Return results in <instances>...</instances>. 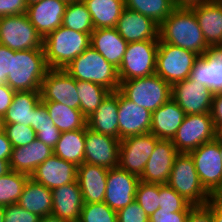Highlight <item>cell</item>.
Wrapping results in <instances>:
<instances>
[{
    "instance_id": "22",
    "label": "cell",
    "mask_w": 222,
    "mask_h": 222,
    "mask_svg": "<svg viewBox=\"0 0 222 222\" xmlns=\"http://www.w3.org/2000/svg\"><path fill=\"white\" fill-rule=\"evenodd\" d=\"M67 2L63 0H41L27 7V16L36 31L43 37L62 26Z\"/></svg>"
},
{
    "instance_id": "60",
    "label": "cell",
    "mask_w": 222,
    "mask_h": 222,
    "mask_svg": "<svg viewBox=\"0 0 222 222\" xmlns=\"http://www.w3.org/2000/svg\"><path fill=\"white\" fill-rule=\"evenodd\" d=\"M41 0H25V3L27 6L31 5V4H34V3H37V2H40Z\"/></svg>"
},
{
    "instance_id": "56",
    "label": "cell",
    "mask_w": 222,
    "mask_h": 222,
    "mask_svg": "<svg viewBox=\"0 0 222 222\" xmlns=\"http://www.w3.org/2000/svg\"><path fill=\"white\" fill-rule=\"evenodd\" d=\"M210 200L219 206H222V182L220 185L210 194Z\"/></svg>"
},
{
    "instance_id": "31",
    "label": "cell",
    "mask_w": 222,
    "mask_h": 222,
    "mask_svg": "<svg viewBox=\"0 0 222 222\" xmlns=\"http://www.w3.org/2000/svg\"><path fill=\"white\" fill-rule=\"evenodd\" d=\"M17 204L39 217L52 215V190L29 177Z\"/></svg>"
},
{
    "instance_id": "38",
    "label": "cell",
    "mask_w": 222,
    "mask_h": 222,
    "mask_svg": "<svg viewBox=\"0 0 222 222\" xmlns=\"http://www.w3.org/2000/svg\"><path fill=\"white\" fill-rule=\"evenodd\" d=\"M29 176L16 171H10L0 177V204L8 206L17 204Z\"/></svg>"
},
{
    "instance_id": "21",
    "label": "cell",
    "mask_w": 222,
    "mask_h": 222,
    "mask_svg": "<svg viewBox=\"0 0 222 222\" xmlns=\"http://www.w3.org/2000/svg\"><path fill=\"white\" fill-rule=\"evenodd\" d=\"M115 28L127 43L159 40V25L147 16L127 8L122 10Z\"/></svg>"
},
{
    "instance_id": "28",
    "label": "cell",
    "mask_w": 222,
    "mask_h": 222,
    "mask_svg": "<svg viewBox=\"0 0 222 222\" xmlns=\"http://www.w3.org/2000/svg\"><path fill=\"white\" fill-rule=\"evenodd\" d=\"M87 127L95 132L119 139L118 90L110 92L87 118Z\"/></svg>"
},
{
    "instance_id": "51",
    "label": "cell",
    "mask_w": 222,
    "mask_h": 222,
    "mask_svg": "<svg viewBox=\"0 0 222 222\" xmlns=\"http://www.w3.org/2000/svg\"><path fill=\"white\" fill-rule=\"evenodd\" d=\"M51 126L55 127L52 119L49 116L46 106L40 101L35 107V114L33 118V129L36 131L39 127Z\"/></svg>"
},
{
    "instance_id": "50",
    "label": "cell",
    "mask_w": 222,
    "mask_h": 222,
    "mask_svg": "<svg viewBox=\"0 0 222 222\" xmlns=\"http://www.w3.org/2000/svg\"><path fill=\"white\" fill-rule=\"evenodd\" d=\"M210 115L215 130L220 134L222 132V92L214 94Z\"/></svg>"
},
{
    "instance_id": "35",
    "label": "cell",
    "mask_w": 222,
    "mask_h": 222,
    "mask_svg": "<svg viewBox=\"0 0 222 222\" xmlns=\"http://www.w3.org/2000/svg\"><path fill=\"white\" fill-rule=\"evenodd\" d=\"M76 88L80 100L81 113L90 117L111 92L100 84L90 81L76 80Z\"/></svg>"
},
{
    "instance_id": "46",
    "label": "cell",
    "mask_w": 222,
    "mask_h": 222,
    "mask_svg": "<svg viewBox=\"0 0 222 222\" xmlns=\"http://www.w3.org/2000/svg\"><path fill=\"white\" fill-rule=\"evenodd\" d=\"M189 212H174L158 208L150 217L149 222H186Z\"/></svg>"
},
{
    "instance_id": "63",
    "label": "cell",
    "mask_w": 222,
    "mask_h": 222,
    "mask_svg": "<svg viewBox=\"0 0 222 222\" xmlns=\"http://www.w3.org/2000/svg\"><path fill=\"white\" fill-rule=\"evenodd\" d=\"M63 1L69 3V2H72V1H75V0H63Z\"/></svg>"
},
{
    "instance_id": "55",
    "label": "cell",
    "mask_w": 222,
    "mask_h": 222,
    "mask_svg": "<svg viewBox=\"0 0 222 222\" xmlns=\"http://www.w3.org/2000/svg\"><path fill=\"white\" fill-rule=\"evenodd\" d=\"M206 205L212 211L213 222H222V206L214 204L211 200Z\"/></svg>"
},
{
    "instance_id": "29",
    "label": "cell",
    "mask_w": 222,
    "mask_h": 222,
    "mask_svg": "<svg viewBox=\"0 0 222 222\" xmlns=\"http://www.w3.org/2000/svg\"><path fill=\"white\" fill-rule=\"evenodd\" d=\"M127 44L116 28H99L91 33L90 46L117 69L122 62Z\"/></svg>"
},
{
    "instance_id": "20",
    "label": "cell",
    "mask_w": 222,
    "mask_h": 222,
    "mask_svg": "<svg viewBox=\"0 0 222 222\" xmlns=\"http://www.w3.org/2000/svg\"><path fill=\"white\" fill-rule=\"evenodd\" d=\"M77 167L54 154L41 163L30 176L50 190L77 181Z\"/></svg>"
},
{
    "instance_id": "19",
    "label": "cell",
    "mask_w": 222,
    "mask_h": 222,
    "mask_svg": "<svg viewBox=\"0 0 222 222\" xmlns=\"http://www.w3.org/2000/svg\"><path fill=\"white\" fill-rule=\"evenodd\" d=\"M189 79L207 86L214 94L222 92V45L209 46L195 60Z\"/></svg>"
},
{
    "instance_id": "26",
    "label": "cell",
    "mask_w": 222,
    "mask_h": 222,
    "mask_svg": "<svg viewBox=\"0 0 222 222\" xmlns=\"http://www.w3.org/2000/svg\"><path fill=\"white\" fill-rule=\"evenodd\" d=\"M191 9L208 46L222 45V0H209Z\"/></svg>"
},
{
    "instance_id": "49",
    "label": "cell",
    "mask_w": 222,
    "mask_h": 222,
    "mask_svg": "<svg viewBox=\"0 0 222 222\" xmlns=\"http://www.w3.org/2000/svg\"><path fill=\"white\" fill-rule=\"evenodd\" d=\"M186 222H213L212 211L207 205H194Z\"/></svg>"
},
{
    "instance_id": "27",
    "label": "cell",
    "mask_w": 222,
    "mask_h": 222,
    "mask_svg": "<svg viewBox=\"0 0 222 222\" xmlns=\"http://www.w3.org/2000/svg\"><path fill=\"white\" fill-rule=\"evenodd\" d=\"M185 116V112L170 98L152 112L150 133L159 139L172 140Z\"/></svg>"
},
{
    "instance_id": "59",
    "label": "cell",
    "mask_w": 222,
    "mask_h": 222,
    "mask_svg": "<svg viewBox=\"0 0 222 222\" xmlns=\"http://www.w3.org/2000/svg\"><path fill=\"white\" fill-rule=\"evenodd\" d=\"M5 206L0 204V222H4Z\"/></svg>"
},
{
    "instance_id": "62",
    "label": "cell",
    "mask_w": 222,
    "mask_h": 222,
    "mask_svg": "<svg viewBox=\"0 0 222 222\" xmlns=\"http://www.w3.org/2000/svg\"><path fill=\"white\" fill-rule=\"evenodd\" d=\"M2 118L0 117V129H2Z\"/></svg>"
},
{
    "instance_id": "39",
    "label": "cell",
    "mask_w": 222,
    "mask_h": 222,
    "mask_svg": "<svg viewBox=\"0 0 222 222\" xmlns=\"http://www.w3.org/2000/svg\"><path fill=\"white\" fill-rule=\"evenodd\" d=\"M159 184L139 181L136 188L135 201L150 217L159 208Z\"/></svg>"
},
{
    "instance_id": "47",
    "label": "cell",
    "mask_w": 222,
    "mask_h": 222,
    "mask_svg": "<svg viewBox=\"0 0 222 222\" xmlns=\"http://www.w3.org/2000/svg\"><path fill=\"white\" fill-rule=\"evenodd\" d=\"M25 0H0V17L26 14Z\"/></svg>"
},
{
    "instance_id": "14",
    "label": "cell",
    "mask_w": 222,
    "mask_h": 222,
    "mask_svg": "<svg viewBox=\"0 0 222 222\" xmlns=\"http://www.w3.org/2000/svg\"><path fill=\"white\" fill-rule=\"evenodd\" d=\"M213 96L207 86L189 78L172 85V99L186 115L210 113Z\"/></svg>"
},
{
    "instance_id": "6",
    "label": "cell",
    "mask_w": 222,
    "mask_h": 222,
    "mask_svg": "<svg viewBox=\"0 0 222 222\" xmlns=\"http://www.w3.org/2000/svg\"><path fill=\"white\" fill-rule=\"evenodd\" d=\"M167 184L192 205H206L210 200L189 153L177 155Z\"/></svg>"
},
{
    "instance_id": "48",
    "label": "cell",
    "mask_w": 222,
    "mask_h": 222,
    "mask_svg": "<svg viewBox=\"0 0 222 222\" xmlns=\"http://www.w3.org/2000/svg\"><path fill=\"white\" fill-rule=\"evenodd\" d=\"M37 139L42 141L45 145L55 148L57 141L60 139L61 132L57 127H39L36 130Z\"/></svg>"
},
{
    "instance_id": "40",
    "label": "cell",
    "mask_w": 222,
    "mask_h": 222,
    "mask_svg": "<svg viewBox=\"0 0 222 222\" xmlns=\"http://www.w3.org/2000/svg\"><path fill=\"white\" fill-rule=\"evenodd\" d=\"M78 222H118L117 212L105 202L84 203Z\"/></svg>"
},
{
    "instance_id": "9",
    "label": "cell",
    "mask_w": 222,
    "mask_h": 222,
    "mask_svg": "<svg viewBox=\"0 0 222 222\" xmlns=\"http://www.w3.org/2000/svg\"><path fill=\"white\" fill-rule=\"evenodd\" d=\"M43 37L27 14L0 17V44L14 51L43 49Z\"/></svg>"
},
{
    "instance_id": "41",
    "label": "cell",
    "mask_w": 222,
    "mask_h": 222,
    "mask_svg": "<svg viewBox=\"0 0 222 222\" xmlns=\"http://www.w3.org/2000/svg\"><path fill=\"white\" fill-rule=\"evenodd\" d=\"M159 208L174 212H189L194 206L168 184H159Z\"/></svg>"
},
{
    "instance_id": "2",
    "label": "cell",
    "mask_w": 222,
    "mask_h": 222,
    "mask_svg": "<svg viewBox=\"0 0 222 222\" xmlns=\"http://www.w3.org/2000/svg\"><path fill=\"white\" fill-rule=\"evenodd\" d=\"M91 34L59 26L43 40L45 60L49 69H64L90 47Z\"/></svg>"
},
{
    "instance_id": "12",
    "label": "cell",
    "mask_w": 222,
    "mask_h": 222,
    "mask_svg": "<svg viewBox=\"0 0 222 222\" xmlns=\"http://www.w3.org/2000/svg\"><path fill=\"white\" fill-rule=\"evenodd\" d=\"M159 140L150 132L120 140L118 167L140 178Z\"/></svg>"
},
{
    "instance_id": "25",
    "label": "cell",
    "mask_w": 222,
    "mask_h": 222,
    "mask_svg": "<svg viewBox=\"0 0 222 222\" xmlns=\"http://www.w3.org/2000/svg\"><path fill=\"white\" fill-rule=\"evenodd\" d=\"M52 215L65 221L78 222L84 204L78 181L52 190Z\"/></svg>"
},
{
    "instance_id": "16",
    "label": "cell",
    "mask_w": 222,
    "mask_h": 222,
    "mask_svg": "<svg viewBox=\"0 0 222 222\" xmlns=\"http://www.w3.org/2000/svg\"><path fill=\"white\" fill-rule=\"evenodd\" d=\"M120 139L89 129L86 126L84 163L111 169L118 167Z\"/></svg>"
},
{
    "instance_id": "1",
    "label": "cell",
    "mask_w": 222,
    "mask_h": 222,
    "mask_svg": "<svg viewBox=\"0 0 222 222\" xmlns=\"http://www.w3.org/2000/svg\"><path fill=\"white\" fill-rule=\"evenodd\" d=\"M159 39L193 51L199 56L205 54L209 48L191 8H175L159 25Z\"/></svg>"
},
{
    "instance_id": "11",
    "label": "cell",
    "mask_w": 222,
    "mask_h": 222,
    "mask_svg": "<svg viewBox=\"0 0 222 222\" xmlns=\"http://www.w3.org/2000/svg\"><path fill=\"white\" fill-rule=\"evenodd\" d=\"M189 154L192 156L202 186L211 194L222 182L220 135L212 141L203 143Z\"/></svg>"
},
{
    "instance_id": "37",
    "label": "cell",
    "mask_w": 222,
    "mask_h": 222,
    "mask_svg": "<svg viewBox=\"0 0 222 222\" xmlns=\"http://www.w3.org/2000/svg\"><path fill=\"white\" fill-rule=\"evenodd\" d=\"M125 8L138 12L160 25L175 9L173 0H124Z\"/></svg>"
},
{
    "instance_id": "58",
    "label": "cell",
    "mask_w": 222,
    "mask_h": 222,
    "mask_svg": "<svg viewBox=\"0 0 222 222\" xmlns=\"http://www.w3.org/2000/svg\"><path fill=\"white\" fill-rule=\"evenodd\" d=\"M39 222H69L53 215H47L40 218Z\"/></svg>"
},
{
    "instance_id": "13",
    "label": "cell",
    "mask_w": 222,
    "mask_h": 222,
    "mask_svg": "<svg viewBox=\"0 0 222 222\" xmlns=\"http://www.w3.org/2000/svg\"><path fill=\"white\" fill-rule=\"evenodd\" d=\"M41 101L62 103L80 109L76 80L63 69H49L42 80Z\"/></svg>"
},
{
    "instance_id": "10",
    "label": "cell",
    "mask_w": 222,
    "mask_h": 222,
    "mask_svg": "<svg viewBox=\"0 0 222 222\" xmlns=\"http://www.w3.org/2000/svg\"><path fill=\"white\" fill-rule=\"evenodd\" d=\"M219 135L210 113L188 114L173 137L172 143L179 153H190Z\"/></svg>"
},
{
    "instance_id": "52",
    "label": "cell",
    "mask_w": 222,
    "mask_h": 222,
    "mask_svg": "<svg viewBox=\"0 0 222 222\" xmlns=\"http://www.w3.org/2000/svg\"><path fill=\"white\" fill-rule=\"evenodd\" d=\"M16 91L10 88L7 84H0V117L6 114Z\"/></svg>"
},
{
    "instance_id": "32",
    "label": "cell",
    "mask_w": 222,
    "mask_h": 222,
    "mask_svg": "<svg viewBox=\"0 0 222 222\" xmlns=\"http://www.w3.org/2000/svg\"><path fill=\"white\" fill-rule=\"evenodd\" d=\"M92 17L94 29L115 28L125 8L124 0H83Z\"/></svg>"
},
{
    "instance_id": "18",
    "label": "cell",
    "mask_w": 222,
    "mask_h": 222,
    "mask_svg": "<svg viewBox=\"0 0 222 222\" xmlns=\"http://www.w3.org/2000/svg\"><path fill=\"white\" fill-rule=\"evenodd\" d=\"M178 154L172 140L160 139L145 165L140 180L146 183L167 184Z\"/></svg>"
},
{
    "instance_id": "17",
    "label": "cell",
    "mask_w": 222,
    "mask_h": 222,
    "mask_svg": "<svg viewBox=\"0 0 222 222\" xmlns=\"http://www.w3.org/2000/svg\"><path fill=\"white\" fill-rule=\"evenodd\" d=\"M152 113L127 99L118 90L119 139L147 134L151 128Z\"/></svg>"
},
{
    "instance_id": "8",
    "label": "cell",
    "mask_w": 222,
    "mask_h": 222,
    "mask_svg": "<svg viewBox=\"0 0 222 222\" xmlns=\"http://www.w3.org/2000/svg\"><path fill=\"white\" fill-rule=\"evenodd\" d=\"M198 57L199 55L193 51L164 43L159 39L155 74L172 86L190 77V72Z\"/></svg>"
},
{
    "instance_id": "45",
    "label": "cell",
    "mask_w": 222,
    "mask_h": 222,
    "mask_svg": "<svg viewBox=\"0 0 222 222\" xmlns=\"http://www.w3.org/2000/svg\"><path fill=\"white\" fill-rule=\"evenodd\" d=\"M15 51L0 44V84H8V75L11 73L12 57Z\"/></svg>"
},
{
    "instance_id": "57",
    "label": "cell",
    "mask_w": 222,
    "mask_h": 222,
    "mask_svg": "<svg viewBox=\"0 0 222 222\" xmlns=\"http://www.w3.org/2000/svg\"><path fill=\"white\" fill-rule=\"evenodd\" d=\"M10 171L9 161L0 159V177L6 175Z\"/></svg>"
},
{
    "instance_id": "54",
    "label": "cell",
    "mask_w": 222,
    "mask_h": 222,
    "mask_svg": "<svg viewBox=\"0 0 222 222\" xmlns=\"http://www.w3.org/2000/svg\"><path fill=\"white\" fill-rule=\"evenodd\" d=\"M209 0H173L175 8H192Z\"/></svg>"
},
{
    "instance_id": "43",
    "label": "cell",
    "mask_w": 222,
    "mask_h": 222,
    "mask_svg": "<svg viewBox=\"0 0 222 222\" xmlns=\"http://www.w3.org/2000/svg\"><path fill=\"white\" fill-rule=\"evenodd\" d=\"M118 222H149L143 208L134 200L125 208L117 211Z\"/></svg>"
},
{
    "instance_id": "4",
    "label": "cell",
    "mask_w": 222,
    "mask_h": 222,
    "mask_svg": "<svg viewBox=\"0 0 222 222\" xmlns=\"http://www.w3.org/2000/svg\"><path fill=\"white\" fill-rule=\"evenodd\" d=\"M48 70L44 49L15 51L7 85L14 91H40Z\"/></svg>"
},
{
    "instance_id": "30",
    "label": "cell",
    "mask_w": 222,
    "mask_h": 222,
    "mask_svg": "<svg viewBox=\"0 0 222 222\" xmlns=\"http://www.w3.org/2000/svg\"><path fill=\"white\" fill-rule=\"evenodd\" d=\"M41 101L40 91H16L2 124L18 123L33 128L35 107Z\"/></svg>"
},
{
    "instance_id": "24",
    "label": "cell",
    "mask_w": 222,
    "mask_h": 222,
    "mask_svg": "<svg viewBox=\"0 0 222 222\" xmlns=\"http://www.w3.org/2000/svg\"><path fill=\"white\" fill-rule=\"evenodd\" d=\"M108 168L89 163L77 167V181L84 203L104 202Z\"/></svg>"
},
{
    "instance_id": "23",
    "label": "cell",
    "mask_w": 222,
    "mask_h": 222,
    "mask_svg": "<svg viewBox=\"0 0 222 222\" xmlns=\"http://www.w3.org/2000/svg\"><path fill=\"white\" fill-rule=\"evenodd\" d=\"M53 154V148L35 139L26 146L12 148L10 169L30 177L35 169Z\"/></svg>"
},
{
    "instance_id": "15",
    "label": "cell",
    "mask_w": 222,
    "mask_h": 222,
    "mask_svg": "<svg viewBox=\"0 0 222 222\" xmlns=\"http://www.w3.org/2000/svg\"><path fill=\"white\" fill-rule=\"evenodd\" d=\"M139 181V177L119 167L109 169L104 202L116 212L125 208L135 200Z\"/></svg>"
},
{
    "instance_id": "42",
    "label": "cell",
    "mask_w": 222,
    "mask_h": 222,
    "mask_svg": "<svg viewBox=\"0 0 222 222\" xmlns=\"http://www.w3.org/2000/svg\"><path fill=\"white\" fill-rule=\"evenodd\" d=\"M2 130L6 133L7 139L11 142L13 148L26 146L37 139L36 131L31 126L18 123L3 124Z\"/></svg>"
},
{
    "instance_id": "7",
    "label": "cell",
    "mask_w": 222,
    "mask_h": 222,
    "mask_svg": "<svg viewBox=\"0 0 222 222\" xmlns=\"http://www.w3.org/2000/svg\"><path fill=\"white\" fill-rule=\"evenodd\" d=\"M159 40H143L127 44L118 68L120 82L155 74Z\"/></svg>"
},
{
    "instance_id": "61",
    "label": "cell",
    "mask_w": 222,
    "mask_h": 222,
    "mask_svg": "<svg viewBox=\"0 0 222 222\" xmlns=\"http://www.w3.org/2000/svg\"><path fill=\"white\" fill-rule=\"evenodd\" d=\"M220 153H221V159H222V136L220 135Z\"/></svg>"
},
{
    "instance_id": "3",
    "label": "cell",
    "mask_w": 222,
    "mask_h": 222,
    "mask_svg": "<svg viewBox=\"0 0 222 222\" xmlns=\"http://www.w3.org/2000/svg\"><path fill=\"white\" fill-rule=\"evenodd\" d=\"M63 70L75 80L97 83L111 92L119 89L118 69L91 46L72 60Z\"/></svg>"
},
{
    "instance_id": "5",
    "label": "cell",
    "mask_w": 222,
    "mask_h": 222,
    "mask_svg": "<svg viewBox=\"0 0 222 222\" xmlns=\"http://www.w3.org/2000/svg\"><path fill=\"white\" fill-rule=\"evenodd\" d=\"M118 90L151 113L172 98V86L157 74L122 81Z\"/></svg>"
},
{
    "instance_id": "36",
    "label": "cell",
    "mask_w": 222,
    "mask_h": 222,
    "mask_svg": "<svg viewBox=\"0 0 222 222\" xmlns=\"http://www.w3.org/2000/svg\"><path fill=\"white\" fill-rule=\"evenodd\" d=\"M62 26L86 34H91L94 31L92 17L83 0L67 3Z\"/></svg>"
},
{
    "instance_id": "53",
    "label": "cell",
    "mask_w": 222,
    "mask_h": 222,
    "mask_svg": "<svg viewBox=\"0 0 222 222\" xmlns=\"http://www.w3.org/2000/svg\"><path fill=\"white\" fill-rule=\"evenodd\" d=\"M11 142L7 139L6 133L0 129V159L10 160L12 153Z\"/></svg>"
},
{
    "instance_id": "44",
    "label": "cell",
    "mask_w": 222,
    "mask_h": 222,
    "mask_svg": "<svg viewBox=\"0 0 222 222\" xmlns=\"http://www.w3.org/2000/svg\"><path fill=\"white\" fill-rule=\"evenodd\" d=\"M40 218L18 204L5 206L4 222H39Z\"/></svg>"
},
{
    "instance_id": "33",
    "label": "cell",
    "mask_w": 222,
    "mask_h": 222,
    "mask_svg": "<svg viewBox=\"0 0 222 222\" xmlns=\"http://www.w3.org/2000/svg\"><path fill=\"white\" fill-rule=\"evenodd\" d=\"M86 127L62 132L54 148V155L76 166L84 163Z\"/></svg>"
},
{
    "instance_id": "34",
    "label": "cell",
    "mask_w": 222,
    "mask_h": 222,
    "mask_svg": "<svg viewBox=\"0 0 222 222\" xmlns=\"http://www.w3.org/2000/svg\"><path fill=\"white\" fill-rule=\"evenodd\" d=\"M48 110L55 127L62 132L83 129L87 126V118L80 109H73L54 101H41Z\"/></svg>"
}]
</instances>
